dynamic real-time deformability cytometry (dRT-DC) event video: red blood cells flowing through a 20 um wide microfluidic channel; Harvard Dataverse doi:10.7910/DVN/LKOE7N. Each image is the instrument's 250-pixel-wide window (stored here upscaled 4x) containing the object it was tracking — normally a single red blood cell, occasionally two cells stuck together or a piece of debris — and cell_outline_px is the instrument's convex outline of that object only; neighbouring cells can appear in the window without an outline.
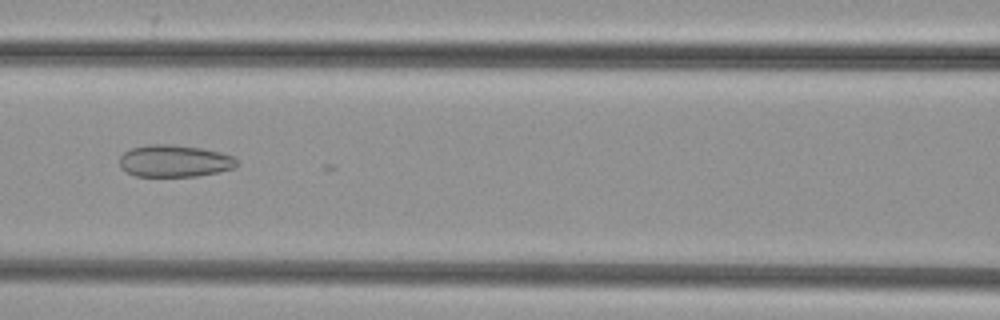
{"species": "common noctule bat (a hibernating species)", "species_latin": "Nyctalus noctula", "temperature_condition": "cold", "stored_images_in_passage": 36, "camera_frame_rate_fps": 3000, "um_per_image_px": 0.085, "animal": {"sex": "female", "body_mass_g": 29.2, "forearm_length_mm": 56.3}, "frame": {"image": 1, "passage_image": 16, "time_ms": 5.0, "image_size_px": [1000, 320], "cell_outline_px": [[236, 164], [232, 168], [216, 172], [196, 176], [136, 176], [120, 168], [120, 156], [124, 152], [132, 148], [148, 144], [172, 144], [200, 148], [220, 152], [232, 156], [236, 160]], "centroid_in_image_um": [14.78, 13.67], "position_along_channel_um": 151.8, "area_um2": 21.68}}
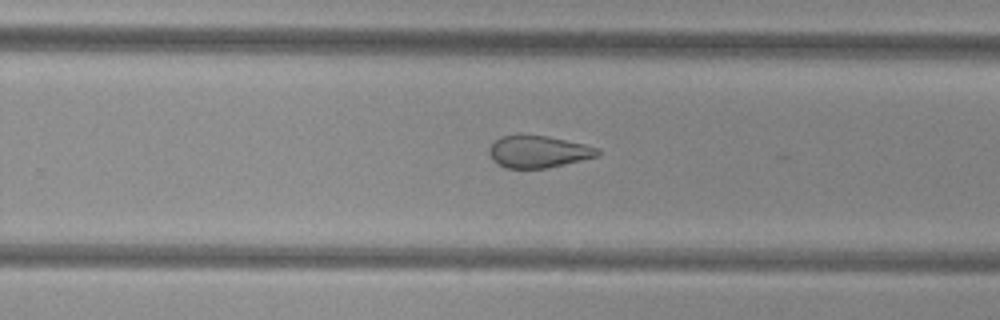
{"frame": {"image": 2, "passage_image": 26, "time_ms": 8.333, "image_size_px": [1000, 320], "cell_outline_px": [[600, 152], [596, 156], [548, 168], [504, 168], [496, 164], [492, 160], [488, 152], [488, 148], [500, 136], [548, 136], [584, 144], [600, 148]], "centroid_in_image_um": [45.72, 12.91], "position_along_channel_um": 284.1, "area_um2": 20.06}}
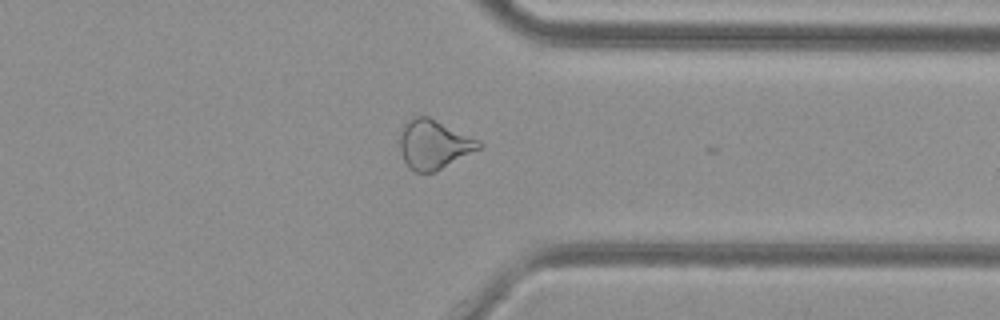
{"frame": {"image": 3, "passage_image": 33, "time_ms": 10.667, "image_size_px": [1000, 320], "cell_outline_px": [[484, 144], [480, 148], [436, 172], [416, 172], [404, 160], [400, 148], [400, 128], [408, 120], [416, 116], [428, 116], [480, 140]], "centroid_in_image_um": [36.88, 12.26], "position_along_channel_um": 374.5, "area_um2": 22.54}}